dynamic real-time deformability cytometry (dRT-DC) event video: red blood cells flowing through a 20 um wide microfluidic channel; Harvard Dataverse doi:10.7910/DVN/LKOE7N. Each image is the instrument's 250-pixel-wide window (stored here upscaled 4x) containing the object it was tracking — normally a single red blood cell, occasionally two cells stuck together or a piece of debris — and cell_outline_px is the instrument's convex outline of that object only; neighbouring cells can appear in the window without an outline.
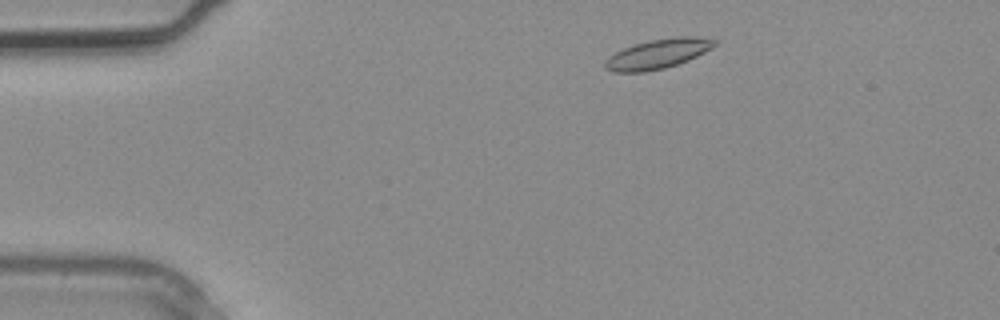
{"species": "common noctule bat (a hibernating species)", "species_latin": "Nyctalus noctula", "temperature_condition": "warm", "stored_images_in_passage": 1, "camera_frame_rate_fps": 3000, "um_per_image_px": 0.085, "animal": {"sex": "male", "body_mass_g": 20.4}, "frame": {"image": 1, "passage_image": 1, "time_ms": 0.0, "image_size_px": [1000, 320], "cell_outline_px": [[720, 40], [712, 48], [688, 60], [664, 68], [644, 72], [612, 72], [604, 68], [604, 64], [608, 56], [624, 48], [648, 40], [676, 36], [688, 36]], "centroid_in_image_um": [55.91, 4.57], "position_along_channel_um": 29.1, "area_um2": 18.84}}